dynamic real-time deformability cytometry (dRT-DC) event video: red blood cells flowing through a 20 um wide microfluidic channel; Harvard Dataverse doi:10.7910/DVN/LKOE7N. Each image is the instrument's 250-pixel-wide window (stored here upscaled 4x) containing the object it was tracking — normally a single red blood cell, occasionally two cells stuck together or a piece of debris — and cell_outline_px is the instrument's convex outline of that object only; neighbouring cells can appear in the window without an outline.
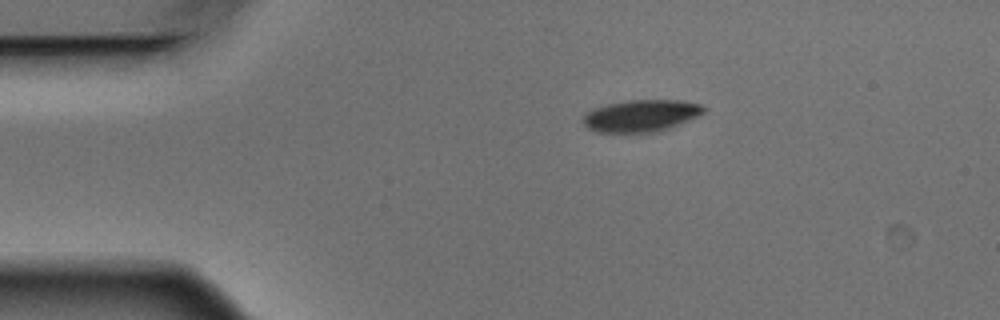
{"species": "Egyptian fruit bat (a non-hibernating species)", "species_latin": "Rousettus aegyptiacus", "temperature_condition": "warm", "stored_images_in_passage": 6, "camera_frame_rate_fps": 3000, "um_per_image_px": 0.085, "animal": {"sex": "male"}, "frame": {"image": 1, "passage_image": 1, "time_ms": 0.0, "image_size_px": [1000, 320], "cell_outline_px": [[708, 108], [704, 112], [688, 120], [668, 128], [652, 132], [596, 132], [588, 128], [580, 120], [584, 112], [592, 108], [608, 104], [628, 100], [680, 100], [700, 104]], "centroid_in_image_um": [54.43, 9.82], "position_along_channel_um": 30.6, "area_um2": 22.48}}
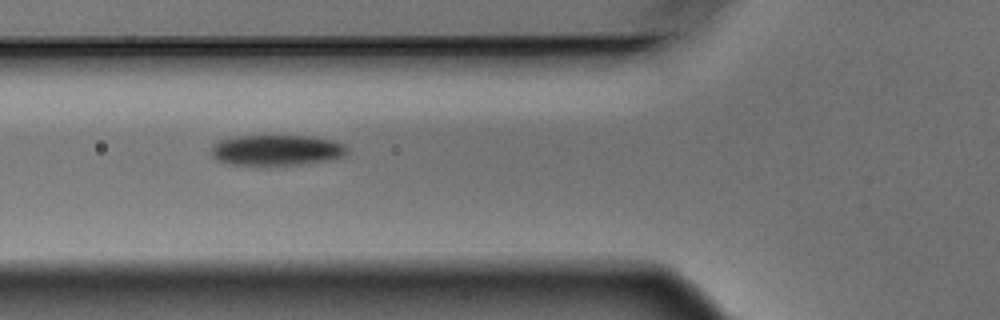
{"frame": {"image": 2, "passage_image": 4, "time_ms": 1.0, "image_size_px": [1000, 320], "cell_outline_px": [[348, 152], [340, 156], [328, 160], [300, 164], [232, 164], [216, 160], [212, 156], [212, 148], [220, 140], [236, 136], [308, 136], [332, 140], [344, 144], [348, 148]], "centroid_in_image_um": [23.52, 12.75], "position_along_channel_um": 102.3, "area_um2": 23.76}}
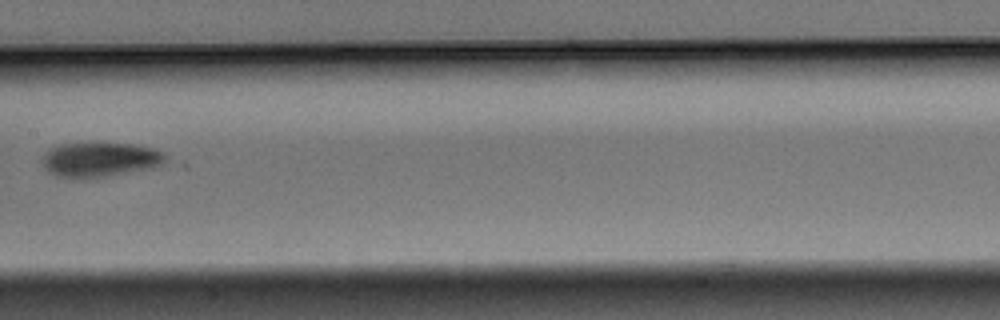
{"frame": {"image": 3, "passage_image": 6, "time_ms": 1.667, "image_size_px": [1000, 320], "cell_outline_px": [[164, 160], [160, 164], [144, 168], [104, 176], [56, 176], [48, 172], [40, 164], [48, 148], [56, 144], [88, 140], [96, 140], [140, 144], [164, 152]], "centroid_in_image_um": [8.39, 13.45], "position_along_channel_um": 199.0, "area_um2": 25.2}}